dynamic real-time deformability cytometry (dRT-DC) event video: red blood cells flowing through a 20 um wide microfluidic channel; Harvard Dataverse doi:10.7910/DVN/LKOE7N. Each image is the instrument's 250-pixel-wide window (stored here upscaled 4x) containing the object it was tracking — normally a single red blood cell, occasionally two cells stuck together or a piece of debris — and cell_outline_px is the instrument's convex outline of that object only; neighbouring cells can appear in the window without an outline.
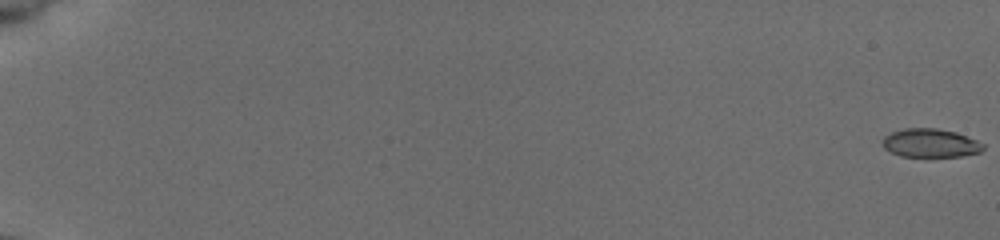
{"species": "common noctule bat (a hibernating species)", "species_latin": "Nyctalus noctula", "temperature_condition": "cold", "stored_images_in_passage": 51, "camera_frame_rate_fps": 3000, "um_per_image_px": 0.085, "animal": {"sex": "female", "body_mass_g": 19.5, "forearm_length_mm": 54.1}, "frame": {"image": 1, "passage_image": 1, "time_ms": 0.0, "image_size_px": [1000, 240], "cell_outline_px": [[984, 148], [980, 152], [960, 156], [900, 156], [884, 148], [880, 140], [884, 136], [892, 132], [904, 128], [936, 128], [956, 132], [976, 140], [984, 144]], "centroid_in_image_um": [79.05, 12.15], "position_along_channel_um": 5.9, "area_um2": 16.7}}
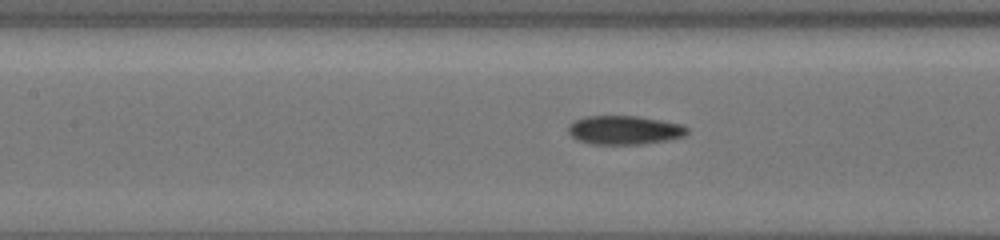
{"frame": {"image": 2, "passage_image": 29, "time_ms": 9.333, "image_size_px": [1000, 240], "cell_outline_px": [[688, 132], [684, 136], [668, 140], [640, 144], [592, 144], [576, 140], [568, 132], [568, 124], [576, 120], [588, 116], [640, 116], [680, 124], [688, 128]], "centroid_in_image_um": [53.06, 11.06], "position_along_channel_um": 154.3, "area_um2": 19.94}}
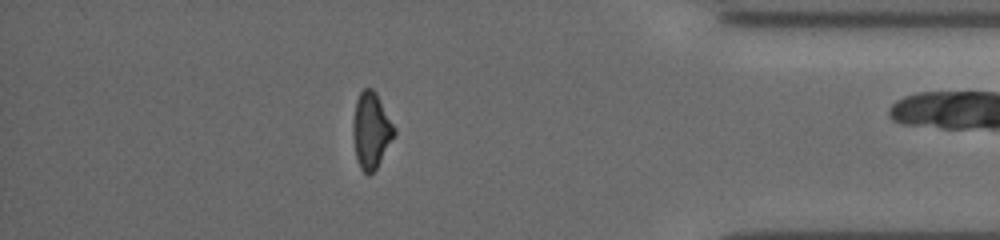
{"frame": {"image": 3, "passage_image": 50, "time_ms": 16.333, "image_size_px": [1000, 240], "cell_outline_px": [[396, 132], [376, 168], [368, 176], [360, 168], [356, 156], [352, 136], [352, 124], [356, 100], [360, 92], [364, 88], [372, 88], [376, 92], [396, 128]], "centroid_in_image_um": [31.53, 11.06], "position_along_channel_um": 403.7, "area_um2": 18.26}}